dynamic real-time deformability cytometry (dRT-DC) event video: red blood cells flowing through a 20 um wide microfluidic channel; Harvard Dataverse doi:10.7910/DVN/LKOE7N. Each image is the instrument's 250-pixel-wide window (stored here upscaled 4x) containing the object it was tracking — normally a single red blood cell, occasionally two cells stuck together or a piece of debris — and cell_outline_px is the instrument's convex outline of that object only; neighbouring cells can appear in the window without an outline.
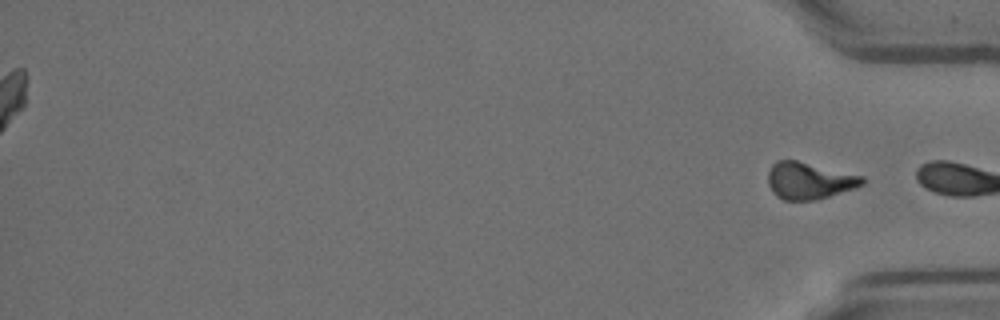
{"species": "Egyptian fruit bat (a non-hibernating species)", "species_latin": "Rousettus aegyptiacus", "temperature_condition": "room temperature", "stored_images_in_passage": 50, "segment_of_instrument_passage": [2, 2], "camera_frame_rate_fps": 3000, "um_per_image_px": 0.085, "animal": {"sex": "female"}, "frame": {"image": 1, "passage_image": 50, "time_ms": 16.333, "image_size_px": [1000, 320], "cell_outline_px": [[868, 180], [864, 184], [856, 188], [828, 196], [812, 200], [784, 200], [776, 196], [772, 192], [768, 184], [768, 172], [772, 164], [776, 160], [796, 160], [864, 176]], "centroid_in_image_um": [68.79, 15.35], "position_along_channel_um": 366.4, "area_um2": 20.35}}